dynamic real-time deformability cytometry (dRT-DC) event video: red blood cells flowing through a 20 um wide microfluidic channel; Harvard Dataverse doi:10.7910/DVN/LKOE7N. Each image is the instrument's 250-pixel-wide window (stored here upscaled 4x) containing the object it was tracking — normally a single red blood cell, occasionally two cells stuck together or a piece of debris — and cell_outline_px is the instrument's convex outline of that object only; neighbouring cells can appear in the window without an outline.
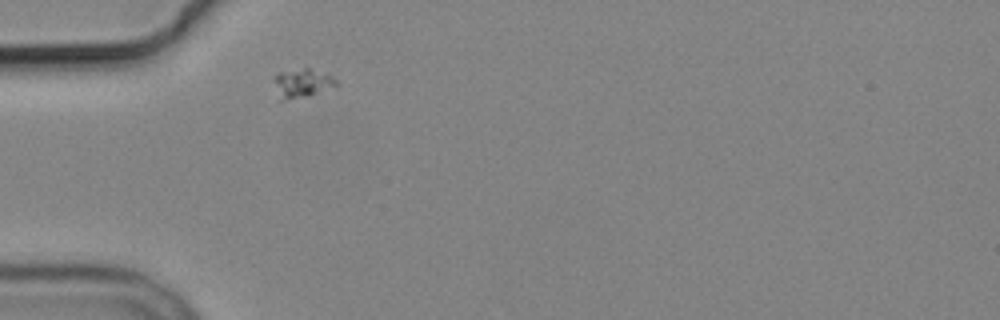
{"species": "common noctule bat (a hibernating species)", "species_latin": "Nyctalus noctula", "temperature_condition": "cold", "stored_images_in_passage": 1, "camera_frame_rate_fps": 3000, "um_per_image_px": 0.085, "animal": {"sex": "male", "body_mass_g": 19.2, "forearm_length_mm": 51.8}, "frame": {"image": 1, "passage_image": 1, "time_ms": 0.0, "image_size_px": [1000, 320], "cell_outline_px": [[340, 84], [336, 88], [308, 96], [288, 100], [276, 100], [276, 72], [304, 68], [308, 68], [332, 76]], "centroid_in_image_um": [25.72, 7.1], "position_along_channel_um": 59.3, "area_um2": 10.69}}